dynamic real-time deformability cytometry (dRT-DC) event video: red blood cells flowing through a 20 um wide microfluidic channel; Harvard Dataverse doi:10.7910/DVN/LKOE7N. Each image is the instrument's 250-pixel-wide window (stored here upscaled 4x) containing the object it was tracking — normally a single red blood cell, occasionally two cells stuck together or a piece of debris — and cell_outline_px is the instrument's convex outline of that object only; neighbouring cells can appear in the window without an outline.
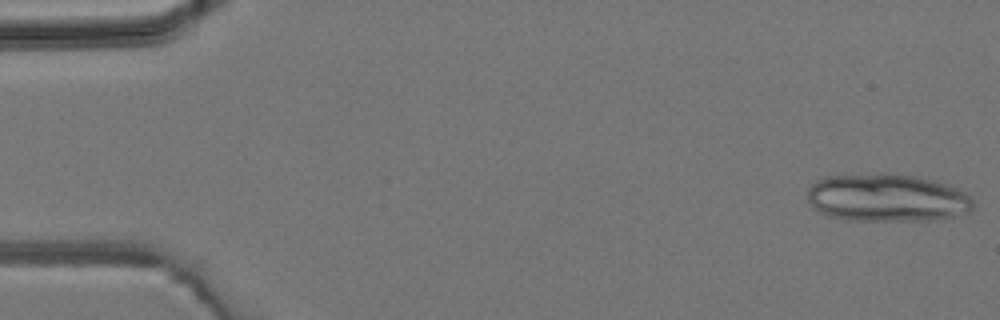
{"species": "common noctule bat (a hibernating species)", "species_latin": "Nyctalus noctula", "temperature_condition": "room temperature", "stored_images_in_passage": 4, "camera_frame_rate_fps": 3000, "um_per_image_px": 0.085, "animal": {"sex": "male", "body_mass_g": 19.2, "forearm_length_mm": 51.8}, "frame": {"image": 1, "passage_image": 1, "time_ms": 0.0, "image_size_px": [1000, 320], "cell_outline_px": [[972, 208], [968, 212], [956, 216], [932, 220], [848, 220], [828, 216], [820, 212], [808, 200], [808, 188], [816, 180], [824, 176], [880, 172], [888, 172], [916, 176], [932, 180], [968, 192], [972, 196]], "centroid_in_image_um": [75.39, 16.79], "position_along_channel_um": 9.6, "area_um2": 46.64}}